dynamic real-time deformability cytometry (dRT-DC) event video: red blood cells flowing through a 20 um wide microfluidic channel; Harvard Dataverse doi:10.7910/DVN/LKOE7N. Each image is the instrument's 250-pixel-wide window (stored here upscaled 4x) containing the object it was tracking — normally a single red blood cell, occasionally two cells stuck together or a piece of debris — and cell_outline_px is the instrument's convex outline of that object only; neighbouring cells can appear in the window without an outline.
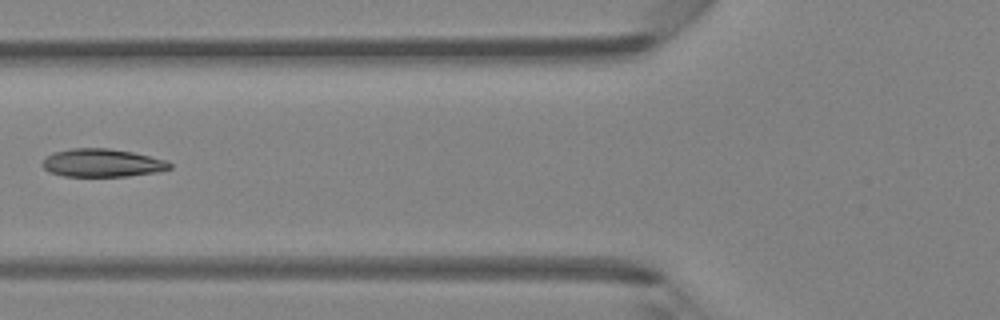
{"species": "Egyptian fruit bat (a non-hibernating species)", "species_latin": "Rousettus aegyptiacus", "temperature_condition": "room temperature", "stored_images_in_passage": 6, "camera_frame_rate_fps": 3000, "um_per_image_px": 0.085, "animal": {"sex": "female"}, "frame": {"image": 1, "passage_image": 6, "time_ms": 5.667, "image_size_px": [1000, 320], "cell_outline_px": [[172, 168], [160, 172], [128, 176], [64, 176], [48, 172], [40, 164], [52, 152], [72, 148], [108, 148], [132, 152], [164, 160], [172, 164]], "centroid_in_image_um": [8.67, 13.85], "position_along_channel_um": 117.1, "area_um2": 20.87}}